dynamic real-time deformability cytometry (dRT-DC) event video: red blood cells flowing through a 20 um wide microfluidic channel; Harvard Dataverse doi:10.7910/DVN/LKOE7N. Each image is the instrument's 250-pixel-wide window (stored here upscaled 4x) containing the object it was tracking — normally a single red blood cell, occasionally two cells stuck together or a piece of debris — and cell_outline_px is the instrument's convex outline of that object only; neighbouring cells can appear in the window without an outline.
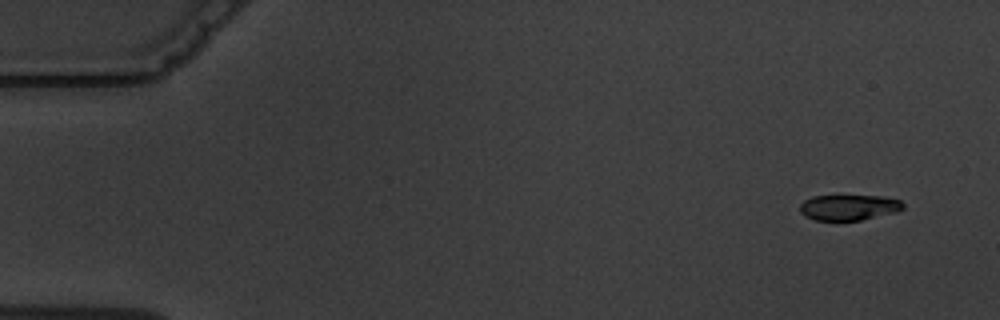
{"species": "common noctule bat (a hibernating species)", "species_latin": "Nyctalus noctula", "temperature_condition": "warm", "stored_images_in_passage": 5, "camera_frame_rate_fps": 3000, "um_per_image_px": 0.085, "animal": {"sex": "male", "body_mass_g": 19.5, "forearm_length_mm": 54.6}, "frame": {"image": 1, "passage_image": 1, "time_ms": 0.0, "image_size_px": [1000, 320], "cell_outline_px": [[904, 208], [896, 212], [860, 220], [836, 224], [816, 220], [804, 216], [800, 212], [800, 204], [804, 200], [812, 196], [880, 196], [900, 200], [904, 204]], "centroid_in_image_um": [72.1, 17.67], "position_along_channel_um": 12.9, "area_um2": 15.95}}